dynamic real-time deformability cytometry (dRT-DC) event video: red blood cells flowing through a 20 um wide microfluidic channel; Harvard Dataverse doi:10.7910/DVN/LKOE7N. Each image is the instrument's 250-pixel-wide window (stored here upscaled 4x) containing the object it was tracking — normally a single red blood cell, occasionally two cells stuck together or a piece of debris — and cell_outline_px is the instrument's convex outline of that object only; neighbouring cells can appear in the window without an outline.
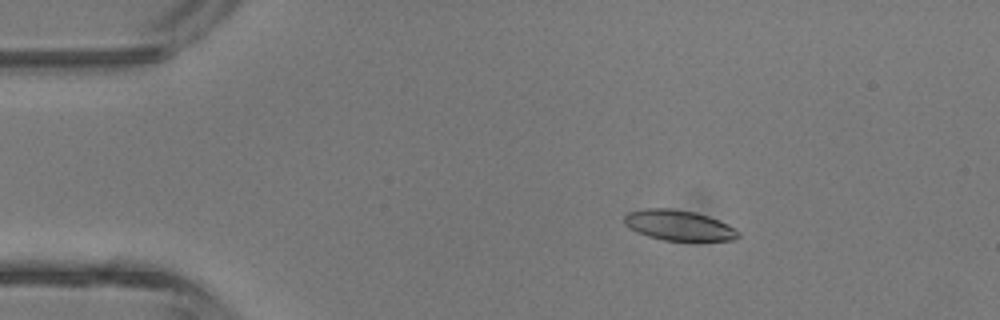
{"species": "common noctule bat (a hibernating species)", "species_latin": "Nyctalus noctula", "temperature_condition": "room temperature", "stored_images_in_passage": 6, "camera_frame_rate_fps": 3000, "um_per_image_px": 0.085, "animal": {"sex": "male", "body_mass_g": 13.3}, "frame": {"image": 1, "passage_image": 3, "time_ms": 2.333, "image_size_px": [1000, 320], "cell_outline_px": [[740, 236], [736, 240], [664, 240], [648, 236], [636, 232], [624, 224], [624, 216], [628, 212], [644, 208], [672, 208], [696, 212], [708, 216], [728, 224], [740, 232]], "centroid_in_image_um": [57.69, 19.14], "position_along_channel_um": 27.3, "area_um2": 20.23}}
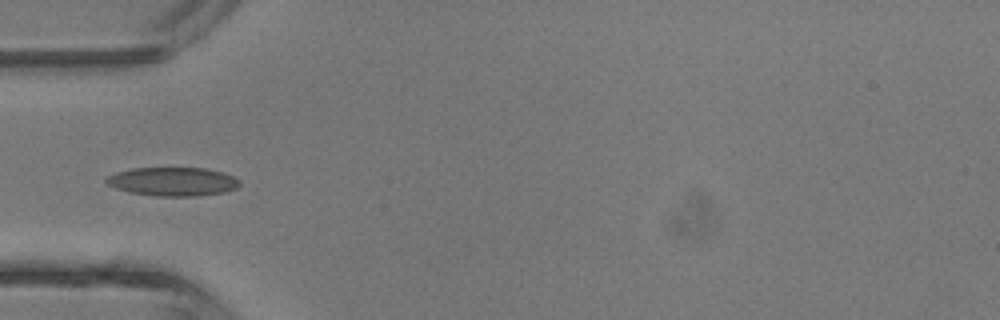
{"frame": {"image": 2, "passage_image": 5, "time_ms": 4.667, "image_size_px": [1000, 320], "cell_outline_px": [[240, 184], [236, 188], [224, 192], [196, 196], [156, 196], [128, 192], [116, 188], [108, 184], [104, 180], [108, 176], [116, 172], [132, 168], [204, 168], [224, 172], [240, 180]], "centroid_in_image_um": [14.68, 15.43], "position_along_channel_um": 70.3, "area_um2": 22.31}}
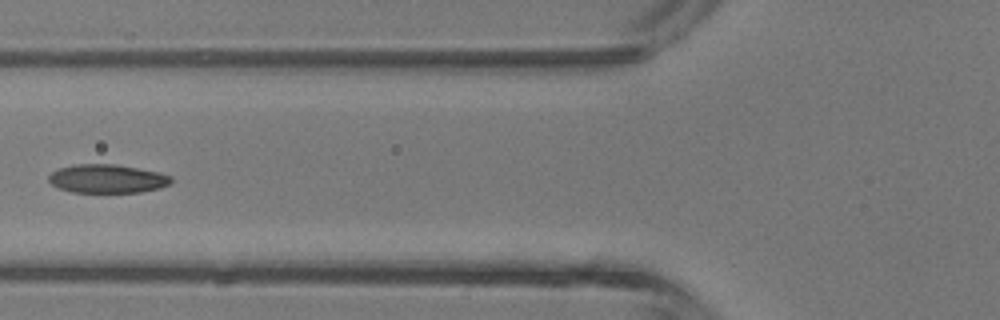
{"frame": {"image": 3, "passage_image": 6, "time_ms": 5.667, "image_size_px": [1000, 320], "cell_outline_px": [[172, 180], [168, 184], [160, 188], [140, 192], [72, 192], [56, 188], [48, 180], [48, 176], [52, 172], [60, 168], [76, 164], [116, 164], [160, 172], [172, 176]], "centroid_in_image_um": [9.11, 15.19], "position_along_channel_um": 116.7, "area_um2": 20.46}}